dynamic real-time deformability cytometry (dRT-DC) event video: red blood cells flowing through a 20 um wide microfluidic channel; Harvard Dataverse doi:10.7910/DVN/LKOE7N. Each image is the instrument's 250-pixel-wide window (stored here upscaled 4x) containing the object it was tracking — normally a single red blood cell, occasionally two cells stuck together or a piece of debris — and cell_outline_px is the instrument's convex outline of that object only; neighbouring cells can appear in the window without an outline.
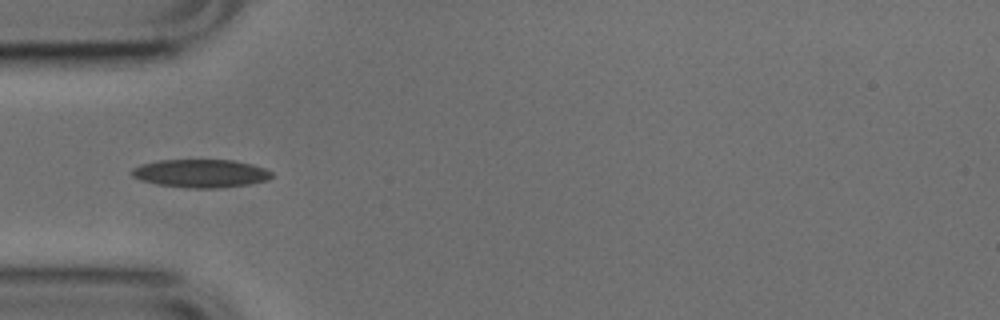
{"species": "common noctule bat (a hibernating species)", "species_latin": "Nyctalus noctula", "temperature_condition": "cold", "stored_images_in_passage": 37, "camera_frame_rate_fps": 3000, "um_per_image_px": 0.085, "animal": {"sex": "male", "body_mass_g": 17.9, "forearm_length_mm": 54.2}, "frame": {"image": 1, "passage_image": 1, "time_ms": 0.0, "image_size_px": [1000, 320], "cell_outline_px": [[272, 176], [268, 180], [248, 184], [216, 188], [184, 188], [156, 184], [140, 180], [132, 176], [132, 168], [144, 164], [160, 160], [232, 160], [252, 164], [264, 168], [272, 172]], "centroid_in_image_um": [17.06, 14.74], "position_along_channel_um": 67.9, "area_um2": 22.89}}
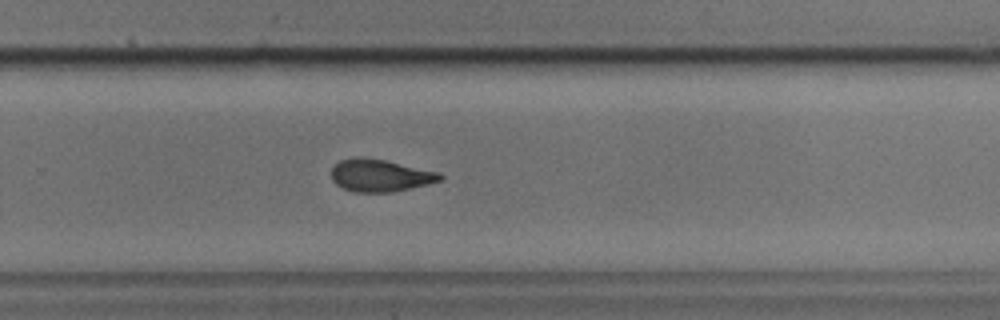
{"frame": {"image": 2, "passage_image": 19, "time_ms": 6.0, "image_size_px": [1000, 320], "cell_outline_px": [[444, 176], [440, 180], [428, 184], [392, 192], [352, 192], [336, 184], [332, 180], [332, 168], [340, 160], [352, 156], [360, 156], [384, 160], [440, 172]], "centroid_in_image_um": [32.29, 14.9], "position_along_channel_um": 297.5, "area_um2": 20.52}}
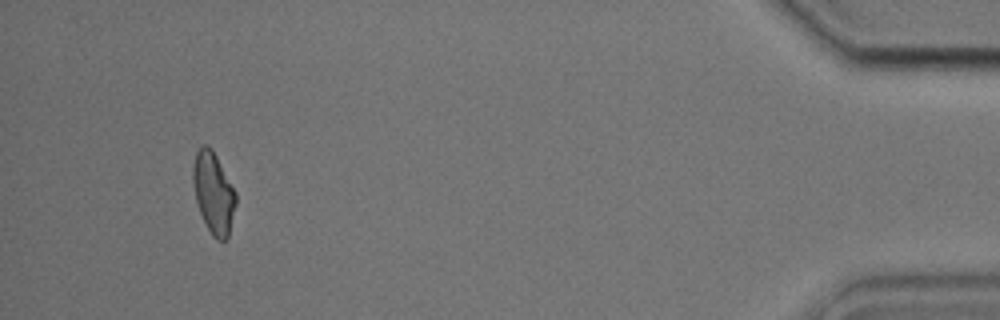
{"frame": {"image": 3, "passage_image": 34, "time_ms": 11.0, "image_size_px": [1000, 320], "cell_outline_px": [[236, 204], [228, 240], [216, 240], [212, 236], [200, 212], [196, 200], [192, 180], [192, 168], [196, 152], [204, 144], [208, 144], [212, 148], [236, 192]], "centroid_in_image_um": [18.15, 16.4], "position_along_channel_um": 417.0, "area_um2": 20.35}, "authors_computed_cell_mechanics": {"area_um2": 20.6924, "velocity_mm_per_s": 3.821, "shape_relaxation_time_tau1_ms": 4.2743, "shape_relaxation_time_tau2_ms": 6.6206, "deformation_change_tau1": 0.1492, "deformation_change_tau2": 0.1244}}